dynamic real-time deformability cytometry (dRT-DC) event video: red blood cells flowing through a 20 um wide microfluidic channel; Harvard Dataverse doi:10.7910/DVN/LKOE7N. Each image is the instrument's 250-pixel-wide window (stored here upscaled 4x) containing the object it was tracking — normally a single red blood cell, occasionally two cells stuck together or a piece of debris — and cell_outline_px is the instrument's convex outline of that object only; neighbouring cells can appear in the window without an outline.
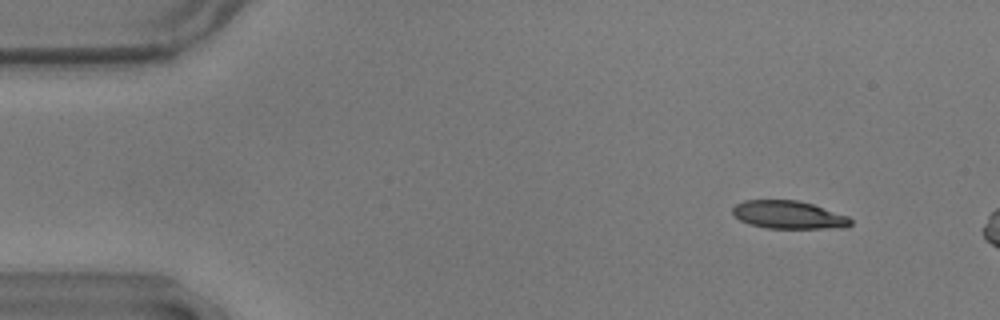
{"species": "common noctule bat (a hibernating species)", "species_latin": "Nyctalus noctula", "temperature_condition": "warm", "stored_images_in_passage": 13, "camera_frame_rate_fps": 3000, "um_per_image_px": 0.085, "animal": {"sex": "male", "body_mass_g": 17.9}, "frame": {"image": 1, "passage_image": 6, "time_ms": 1.667, "image_size_px": [1000, 320], "cell_outline_px": [[852, 224], [848, 228], [768, 228], [752, 224], [740, 220], [732, 212], [732, 208], [736, 204], [744, 200], [800, 200], [848, 216], [852, 220]], "centroid_in_image_um": [67.07, 18.26], "position_along_channel_um": 17.9, "area_um2": 19.19}}